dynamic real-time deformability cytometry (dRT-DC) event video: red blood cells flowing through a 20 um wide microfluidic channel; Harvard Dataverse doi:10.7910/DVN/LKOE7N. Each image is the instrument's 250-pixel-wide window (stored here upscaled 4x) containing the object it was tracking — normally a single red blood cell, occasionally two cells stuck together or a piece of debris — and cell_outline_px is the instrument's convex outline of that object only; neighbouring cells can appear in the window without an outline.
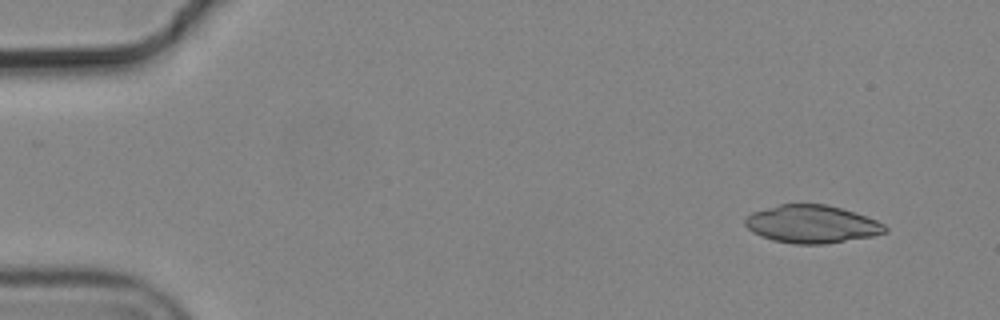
{"species": "common noctule bat (a hibernating species)", "species_latin": "Nyctalus noctula", "temperature_condition": "cold", "stored_images_in_passage": 6, "camera_frame_rate_fps": 3000, "um_per_image_px": 0.085, "animal": {"sex": "male", "body_mass_g": 19.2, "forearm_length_mm": 51.8}, "frame": {"image": 1, "passage_image": 2, "time_ms": 0.333, "image_size_px": [1000, 320], "cell_outline_px": [[888, 232], [872, 236], [824, 244], [792, 244], [772, 240], [760, 236], [752, 232], [744, 224], [744, 216], [752, 212], [780, 204], [824, 204], [840, 208], [876, 220], [884, 224], [888, 228]], "centroid_in_image_um": [68.96, 19.06], "position_along_channel_um": 16.0, "area_um2": 30.87}}